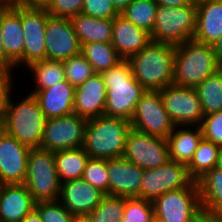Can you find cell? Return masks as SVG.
<instances>
[{"label":"cell","mask_w":222,"mask_h":222,"mask_svg":"<svg viewBox=\"0 0 222 222\" xmlns=\"http://www.w3.org/2000/svg\"><path fill=\"white\" fill-rule=\"evenodd\" d=\"M175 47L151 41L128 58L132 75L147 91H159L173 84Z\"/></svg>","instance_id":"6da1fadb"},{"label":"cell","mask_w":222,"mask_h":222,"mask_svg":"<svg viewBox=\"0 0 222 222\" xmlns=\"http://www.w3.org/2000/svg\"><path fill=\"white\" fill-rule=\"evenodd\" d=\"M106 90L104 115L131 120L136 104L146 90L135 80L127 59L101 73Z\"/></svg>","instance_id":"7a4b0ae2"},{"label":"cell","mask_w":222,"mask_h":222,"mask_svg":"<svg viewBox=\"0 0 222 222\" xmlns=\"http://www.w3.org/2000/svg\"><path fill=\"white\" fill-rule=\"evenodd\" d=\"M12 99L10 94L2 112L6 133L30 149H40L47 118L36 97L30 93L19 102Z\"/></svg>","instance_id":"3957f363"},{"label":"cell","mask_w":222,"mask_h":222,"mask_svg":"<svg viewBox=\"0 0 222 222\" xmlns=\"http://www.w3.org/2000/svg\"><path fill=\"white\" fill-rule=\"evenodd\" d=\"M220 67L211 44L189 39L175 47L173 84L196 87Z\"/></svg>","instance_id":"277c9868"},{"label":"cell","mask_w":222,"mask_h":222,"mask_svg":"<svg viewBox=\"0 0 222 222\" xmlns=\"http://www.w3.org/2000/svg\"><path fill=\"white\" fill-rule=\"evenodd\" d=\"M130 121L101 115L88 119L83 148L90 158L110 160L122 157Z\"/></svg>","instance_id":"5b68a950"},{"label":"cell","mask_w":222,"mask_h":222,"mask_svg":"<svg viewBox=\"0 0 222 222\" xmlns=\"http://www.w3.org/2000/svg\"><path fill=\"white\" fill-rule=\"evenodd\" d=\"M197 5L160 6L156 11L151 41L174 46L193 39L196 31Z\"/></svg>","instance_id":"8992f818"},{"label":"cell","mask_w":222,"mask_h":222,"mask_svg":"<svg viewBox=\"0 0 222 222\" xmlns=\"http://www.w3.org/2000/svg\"><path fill=\"white\" fill-rule=\"evenodd\" d=\"M24 184L35 202L59 200L61 182L55 166L54 151L31 149Z\"/></svg>","instance_id":"52a82bcc"},{"label":"cell","mask_w":222,"mask_h":222,"mask_svg":"<svg viewBox=\"0 0 222 222\" xmlns=\"http://www.w3.org/2000/svg\"><path fill=\"white\" fill-rule=\"evenodd\" d=\"M152 203L154 219L158 222H197L203 214L199 187L195 181L186 188L159 196Z\"/></svg>","instance_id":"ba28073f"},{"label":"cell","mask_w":222,"mask_h":222,"mask_svg":"<svg viewBox=\"0 0 222 222\" xmlns=\"http://www.w3.org/2000/svg\"><path fill=\"white\" fill-rule=\"evenodd\" d=\"M171 121L175 126H200L204 112L195 87L169 85L159 90Z\"/></svg>","instance_id":"9c48e42d"},{"label":"cell","mask_w":222,"mask_h":222,"mask_svg":"<svg viewBox=\"0 0 222 222\" xmlns=\"http://www.w3.org/2000/svg\"><path fill=\"white\" fill-rule=\"evenodd\" d=\"M140 194L137 198L153 202L163 194L188 187L190 178L187 165L168 160L158 168L145 169Z\"/></svg>","instance_id":"30bf717a"},{"label":"cell","mask_w":222,"mask_h":222,"mask_svg":"<svg viewBox=\"0 0 222 222\" xmlns=\"http://www.w3.org/2000/svg\"><path fill=\"white\" fill-rule=\"evenodd\" d=\"M130 123L138 131L164 139L175 126L164 108L160 92L147 90L136 104Z\"/></svg>","instance_id":"8fae6325"},{"label":"cell","mask_w":222,"mask_h":222,"mask_svg":"<svg viewBox=\"0 0 222 222\" xmlns=\"http://www.w3.org/2000/svg\"><path fill=\"white\" fill-rule=\"evenodd\" d=\"M87 122L75 113L48 119L40 149L55 152L83 147Z\"/></svg>","instance_id":"7c38bea8"},{"label":"cell","mask_w":222,"mask_h":222,"mask_svg":"<svg viewBox=\"0 0 222 222\" xmlns=\"http://www.w3.org/2000/svg\"><path fill=\"white\" fill-rule=\"evenodd\" d=\"M123 156L143 170L158 168L170 160L166 139L134 128L128 132Z\"/></svg>","instance_id":"4fadbf2b"},{"label":"cell","mask_w":222,"mask_h":222,"mask_svg":"<svg viewBox=\"0 0 222 222\" xmlns=\"http://www.w3.org/2000/svg\"><path fill=\"white\" fill-rule=\"evenodd\" d=\"M46 59L64 61L81 53V44L69 18L49 16L45 29Z\"/></svg>","instance_id":"5bb4252c"},{"label":"cell","mask_w":222,"mask_h":222,"mask_svg":"<svg viewBox=\"0 0 222 222\" xmlns=\"http://www.w3.org/2000/svg\"><path fill=\"white\" fill-rule=\"evenodd\" d=\"M50 15L46 9L21 8L24 37V66L46 59L45 29Z\"/></svg>","instance_id":"9a60e30c"},{"label":"cell","mask_w":222,"mask_h":222,"mask_svg":"<svg viewBox=\"0 0 222 222\" xmlns=\"http://www.w3.org/2000/svg\"><path fill=\"white\" fill-rule=\"evenodd\" d=\"M31 149L5 133L0 140V181L3 184L25 183Z\"/></svg>","instance_id":"2e32d148"},{"label":"cell","mask_w":222,"mask_h":222,"mask_svg":"<svg viewBox=\"0 0 222 222\" xmlns=\"http://www.w3.org/2000/svg\"><path fill=\"white\" fill-rule=\"evenodd\" d=\"M109 194L126 198L138 197L144 170L124 156L107 160Z\"/></svg>","instance_id":"e0dca14e"},{"label":"cell","mask_w":222,"mask_h":222,"mask_svg":"<svg viewBox=\"0 0 222 222\" xmlns=\"http://www.w3.org/2000/svg\"><path fill=\"white\" fill-rule=\"evenodd\" d=\"M105 195L85 180L75 179L61 183L59 202L73 215L89 214Z\"/></svg>","instance_id":"ac0fdd59"},{"label":"cell","mask_w":222,"mask_h":222,"mask_svg":"<svg viewBox=\"0 0 222 222\" xmlns=\"http://www.w3.org/2000/svg\"><path fill=\"white\" fill-rule=\"evenodd\" d=\"M1 30L6 56L15 64V67L24 65L25 33L22 28L20 7H12L8 4L1 6Z\"/></svg>","instance_id":"d6986e66"},{"label":"cell","mask_w":222,"mask_h":222,"mask_svg":"<svg viewBox=\"0 0 222 222\" xmlns=\"http://www.w3.org/2000/svg\"><path fill=\"white\" fill-rule=\"evenodd\" d=\"M106 96L103 77L95 73L75 88L74 113L87 120L104 115Z\"/></svg>","instance_id":"ffe728a7"},{"label":"cell","mask_w":222,"mask_h":222,"mask_svg":"<svg viewBox=\"0 0 222 222\" xmlns=\"http://www.w3.org/2000/svg\"><path fill=\"white\" fill-rule=\"evenodd\" d=\"M151 42L150 34L135 26L121 14L113 18L111 44L122 59L139 53Z\"/></svg>","instance_id":"44dd1931"},{"label":"cell","mask_w":222,"mask_h":222,"mask_svg":"<svg viewBox=\"0 0 222 222\" xmlns=\"http://www.w3.org/2000/svg\"><path fill=\"white\" fill-rule=\"evenodd\" d=\"M35 203L24 183L3 184L0 194V220L20 222L35 208Z\"/></svg>","instance_id":"7402d4cb"},{"label":"cell","mask_w":222,"mask_h":222,"mask_svg":"<svg viewBox=\"0 0 222 222\" xmlns=\"http://www.w3.org/2000/svg\"><path fill=\"white\" fill-rule=\"evenodd\" d=\"M33 94L48 119L62 117L74 113L75 87L67 80Z\"/></svg>","instance_id":"603a6c76"},{"label":"cell","mask_w":222,"mask_h":222,"mask_svg":"<svg viewBox=\"0 0 222 222\" xmlns=\"http://www.w3.org/2000/svg\"><path fill=\"white\" fill-rule=\"evenodd\" d=\"M222 37V0L197 5L196 31L193 39L213 45Z\"/></svg>","instance_id":"cb8c5ba5"},{"label":"cell","mask_w":222,"mask_h":222,"mask_svg":"<svg viewBox=\"0 0 222 222\" xmlns=\"http://www.w3.org/2000/svg\"><path fill=\"white\" fill-rule=\"evenodd\" d=\"M174 126L173 132L166 138L168 143L169 159L188 165L192 160L195 150L203 139L200 126ZM179 128V129H176ZM192 129V130H190Z\"/></svg>","instance_id":"d4e9b609"},{"label":"cell","mask_w":222,"mask_h":222,"mask_svg":"<svg viewBox=\"0 0 222 222\" xmlns=\"http://www.w3.org/2000/svg\"><path fill=\"white\" fill-rule=\"evenodd\" d=\"M81 45L95 42L111 43L113 19H100L79 13L70 18Z\"/></svg>","instance_id":"484cf974"},{"label":"cell","mask_w":222,"mask_h":222,"mask_svg":"<svg viewBox=\"0 0 222 222\" xmlns=\"http://www.w3.org/2000/svg\"><path fill=\"white\" fill-rule=\"evenodd\" d=\"M197 184L203 213L222 214V170L214 167Z\"/></svg>","instance_id":"4316f807"},{"label":"cell","mask_w":222,"mask_h":222,"mask_svg":"<svg viewBox=\"0 0 222 222\" xmlns=\"http://www.w3.org/2000/svg\"><path fill=\"white\" fill-rule=\"evenodd\" d=\"M89 155L83 147L54 152V161L60 182L81 179Z\"/></svg>","instance_id":"83f0119b"},{"label":"cell","mask_w":222,"mask_h":222,"mask_svg":"<svg viewBox=\"0 0 222 222\" xmlns=\"http://www.w3.org/2000/svg\"><path fill=\"white\" fill-rule=\"evenodd\" d=\"M32 71L37 87L31 92H38L65 81V70L62 61L44 59L30 63L25 67Z\"/></svg>","instance_id":"f1b7e54d"},{"label":"cell","mask_w":222,"mask_h":222,"mask_svg":"<svg viewBox=\"0 0 222 222\" xmlns=\"http://www.w3.org/2000/svg\"><path fill=\"white\" fill-rule=\"evenodd\" d=\"M81 46V53L92 65L95 73L101 74L122 60L111 43L95 42Z\"/></svg>","instance_id":"f546056e"},{"label":"cell","mask_w":222,"mask_h":222,"mask_svg":"<svg viewBox=\"0 0 222 222\" xmlns=\"http://www.w3.org/2000/svg\"><path fill=\"white\" fill-rule=\"evenodd\" d=\"M204 115L222 110V67L195 87Z\"/></svg>","instance_id":"4dcf8cb0"},{"label":"cell","mask_w":222,"mask_h":222,"mask_svg":"<svg viewBox=\"0 0 222 222\" xmlns=\"http://www.w3.org/2000/svg\"><path fill=\"white\" fill-rule=\"evenodd\" d=\"M219 148L220 146L212 142L201 140L187 165L188 174L193 181L197 182L216 166Z\"/></svg>","instance_id":"1f68e13d"},{"label":"cell","mask_w":222,"mask_h":222,"mask_svg":"<svg viewBox=\"0 0 222 222\" xmlns=\"http://www.w3.org/2000/svg\"><path fill=\"white\" fill-rule=\"evenodd\" d=\"M157 7L158 5L154 0H133L120 14L151 35Z\"/></svg>","instance_id":"d6a6232c"},{"label":"cell","mask_w":222,"mask_h":222,"mask_svg":"<svg viewBox=\"0 0 222 222\" xmlns=\"http://www.w3.org/2000/svg\"><path fill=\"white\" fill-rule=\"evenodd\" d=\"M124 207L125 197L105 194L89 216L93 222H122Z\"/></svg>","instance_id":"836d02e7"},{"label":"cell","mask_w":222,"mask_h":222,"mask_svg":"<svg viewBox=\"0 0 222 222\" xmlns=\"http://www.w3.org/2000/svg\"><path fill=\"white\" fill-rule=\"evenodd\" d=\"M62 63L66 80L75 88L95 74L92 65L82 53L72 56Z\"/></svg>","instance_id":"e575fe53"},{"label":"cell","mask_w":222,"mask_h":222,"mask_svg":"<svg viewBox=\"0 0 222 222\" xmlns=\"http://www.w3.org/2000/svg\"><path fill=\"white\" fill-rule=\"evenodd\" d=\"M154 220L153 203L151 201L137 197H125L122 222H153Z\"/></svg>","instance_id":"d590c367"},{"label":"cell","mask_w":222,"mask_h":222,"mask_svg":"<svg viewBox=\"0 0 222 222\" xmlns=\"http://www.w3.org/2000/svg\"><path fill=\"white\" fill-rule=\"evenodd\" d=\"M82 179L91 184L93 187L100 189L105 194H109L107 160L89 158L84 169Z\"/></svg>","instance_id":"8d00e7d4"},{"label":"cell","mask_w":222,"mask_h":222,"mask_svg":"<svg viewBox=\"0 0 222 222\" xmlns=\"http://www.w3.org/2000/svg\"><path fill=\"white\" fill-rule=\"evenodd\" d=\"M42 222H72L74 215L59 201L36 202Z\"/></svg>","instance_id":"74e56055"},{"label":"cell","mask_w":222,"mask_h":222,"mask_svg":"<svg viewBox=\"0 0 222 222\" xmlns=\"http://www.w3.org/2000/svg\"><path fill=\"white\" fill-rule=\"evenodd\" d=\"M200 127L203 139L222 146V110L205 115Z\"/></svg>","instance_id":"f35d334b"},{"label":"cell","mask_w":222,"mask_h":222,"mask_svg":"<svg viewBox=\"0 0 222 222\" xmlns=\"http://www.w3.org/2000/svg\"><path fill=\"white\" fill-rule=\"evenodd\" d=\"M84 0H50L46 11L50 16L71 18L82 12Z\"/></svg>","instance_id":"ab89813d"},{"label":"cell","mask_w":222,"mask_h":222,"mask_svg":"<svg viewBox=\"0 0 222 222\" xmlns=\"http://www.w3.org/2000/svg\"><path fill=\"white\" fill-rule=\"evenodd\" d=\"M81 13L100 19H113L119 14L112 0H84Z\"/></svg>","instance_id":"60d3db41"},{"label":"cell","mask_w":222,"mask_h":222,"mask_svg":"<svg viewBox=\"0 0 222 222\" xmlns=\"http://www.w3.org/2000/svg\"><path fill=\"white\" fill-rule=\"evenodd\" d=\"M12 70L7 68H0V115L7 104L9 95L12 94V83H13Z\"/></svg>","instance_id":"b9f144b4"},{"label":"cell","mask_w":222,"mask_h":222,"mask_svg":"<svg viewBox=\"0 0 222 222\" xmlns=\"http://www.w3.org/2000/svg\"><path fill=\"white\" fill-rule=\"evenodd\" d=\"M50 0H8L5 4L25 9H46Z\"/></svg>","instance_id":"7bdbcfd3"},{"label":"cell","mask_w":222,"mask_h":222,"mask_svg":"<svg viewBox=\"0 0 222 222\" xmlns=\"http://www.w3.org/2000/svg\"><path fill=\"white\" fill-rule=\"evenodd\" d=\"M0 68L15 69V64L6 56L3 47V37L1 30V7H0Z\"/></svg>","instance_id":"ee69618b"},{"label":"cell","mask_w":222,"mask_h":222,"mask_svg":"<svg viewBox=\"0 0 222 222\" xmlns=\"http://www.w3.org/2000/svg\"><path fill=\"white\" fill-rule=\"evenodd\" d=\"M160 6H187L192 4V0H154Z\"/></svg>","instance_id":"f6af8a7d"},{"label":"cell","mask_w":222,"mask_h":222,"mask_svg":"<svg viewBox=\"0 0 222 222\" xmlns=\"http://www.w3.org/2000/svg\"><path fill=\"white\" fill-rule=\"evenodd\" d=\"M197 222H222V214H206L203 213Z\"/></svg>","instance_id":"bcb514c9"},{"label":"cell","mask_w":222,"mask_h":222,"mask_svg":"<svg viewBox=\"0 0 222 222\" xmlns=\"http://www.w3.org/2000/svg\"><path fill=\"white\" fill-rule=\"evenodd\" d=\"M212 46L216 59L218 63L222 66V37H220Z\"/></svg>","instance_id":"7dc6e473"},{"label":"cell","mask_w":222,"mask_h":222,"mask_svg":"<svg viewBox=\"0 0 222 222\" xmlns=\"http://www.w3.org/2000/svg\"><path fill=\"white\" fill-rule=\"evenodd\" d=\"M20 222H42L40 214L34 208L29 214H27Z\"/></svg>","instance_id":"c3c4849f"},{"label":"cell","mask_w":222,"mask_h":222,"mask_svg":"<svg viewBox=\"0 0 222 222\" xmlns=\"http://www.w3.org/2000/svg\"><path fill=\"white\" fill-rule=\"evenodd\" d=\"M133 0H112L114 8L120 14Z\"/></svg>","instance_id":"681fc988"},{"label":"cell","mask_w":222,"mask_h":222,"mask_svg":"<svg viewBox=\"0 0 222 222\" xmlns=\"http://www.w3.org/2000/svg\"><path fill=\"white\" fill-rule=\"evenodd\" d=\"M72 222H93L89 214L74 215Z\"/></svg>","instance_id":"f907efd6"},{"label":"cell","mask_w":222,"mask_h":222,"mask_svg":"<svg viewBox=\"0 0 222 222\" xmlns=\"http://www.w3.org/2000/svg\"><path fill=\"white\" fill-rule=\"evenodd\" d=\"M5 133H6L5 122L2 115H0V140L2 139Z\"/></svg>","instance_id":"816d5d0a"},{"label":"cell","mask_w":222,"mask_h":222,"mask_svg":"<svg viewBox=\"0 0 222 222\" xmlns=\"http://www.w3.org/2000/svg\"><path fill=\"white\" fill-rule=\"evenodd\" d=\"M215 167H217V168L222 170V146H220V148H219L217 162H216V166Z\"/></svg>","instance_id":"f5cc1de1"},{"label":"cell","mask_w":222,"mask_h":222,"mask_svg":"<svg viewBox=\"0 0 222 222\" xmlns=\"http://www.w3.org/2000/svg\"><path fill=\"white\" fill-rule=\"evenodd\" d=\"M207 1H211V0H192V3L195 5H198L200 3L207 2Z\"/></svg>","instance_id":"db71d44e"},{"label":"cell","mask_w":222,"mask_h":222,"mask_svg":"<svg viewBox=\"0 0 222 222\" xmlns=\"http://www.w3.org/2000/svg\"><path fill=\"white\" fill-rule=\"evenodd\" d=\"M2 187H3V183L0 181V194H1V191H2Z\"/></svg>","instance_id":"11a10c76"},{"label":"cell","mask_w":222,"mask_h":222,"mask_svg":"<svg viewBox=\"0 0 222 222\" xmlns=\"http://www.w3.org/2000/svg\"><path fill=\"white\" fill-rule=\"evenodd\" d=\"M4 4L8 1V0H1Z\"/></svg>","instance_id":"9f6ffc18"},{"label":"cell","mask_w":222,"mask_h":222,"mask_svg":"<svg viewBox=\"0 0 222 222\" xmlns=\"http://www.w3.org/2000/svg\"><path fill=\"white\" fill-rule=\"evenodd\" d=\"M4 3L0 0V7L3 5Z\"/></svg>","instance_id":"6f0895ef"}]
</instances>
